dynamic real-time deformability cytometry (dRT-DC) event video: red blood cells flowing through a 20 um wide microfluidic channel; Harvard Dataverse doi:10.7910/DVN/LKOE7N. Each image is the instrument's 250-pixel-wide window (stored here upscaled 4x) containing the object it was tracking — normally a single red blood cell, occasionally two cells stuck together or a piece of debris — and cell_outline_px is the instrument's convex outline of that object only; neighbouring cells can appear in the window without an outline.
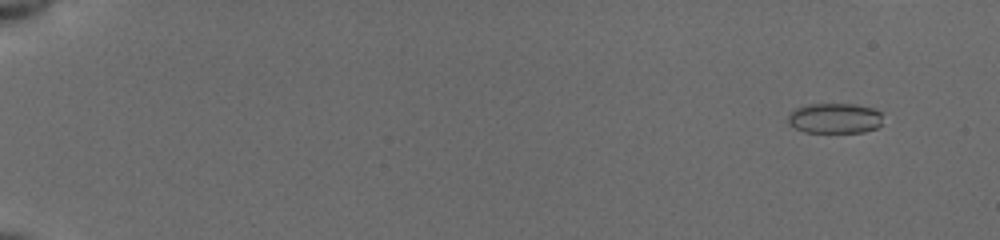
{"species": "common noctule bat (a hibernating species)", "species_latin": "Nyctalus noctula", "temperature_condition": "cold", "stored_images_in_passage": 44, "camera_frame_rate_fps": 3000, "um_per_image_px": 0.085, "animal": {"sex": "female", "body_mass_g": 19.5, "forearm_length_mm": 54.1}, "frame": {"image": 1, "passage_image": 2, "time_ms": 0.333, "image_size_px": [1000, 240], "cell_outline_px": [[884, 112], [880, 124], [876, 128], [864, 132], [804, 132], [788, 124], [788, 116], [796, 108], [808, 104], [856, 104], [872, 108]], "centroid_in_image_um": [70.98, 10.05], "position_along_channel_um": 14.0, "area_um2": 16.82}}
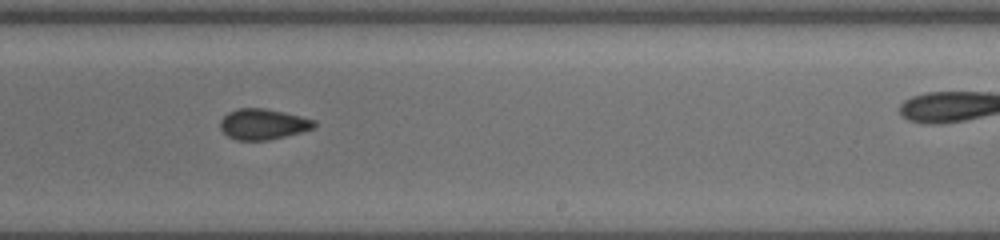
{"frame": {"image": 2, "passage_image": 34, "time_ms": 11.0, "image_size_px": [1000, 240], "cell_outline_px": [[316, 128], [268, 140], [236, 140], [228, 136], [220, 128], [220, 120], [228, 112], [240, 108], [264, 108], [284, 112], [316, 120]], "centroid_in_image_um": [22.37, 10.55], "position_along_channel_um": 266.6, "area_um2": 16.76}}
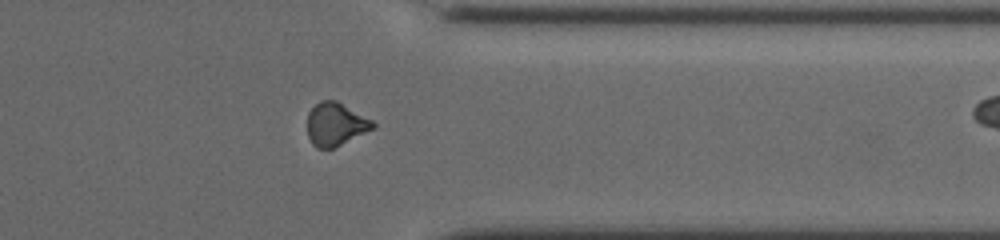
{"frame": {"image": 3, "passage_image": 43, "time_ms": 14.0, "image_size_px": [1000, 240], "cell_outline_px": [[376, 128], [332, 148], [316, 148], [312, 144], [308, 136], [308, 112], [320, 100], [336, 100], [372, 120], [376, 124]], "centroid_in_image_um": [28.53, 10.55], "position_along_channel_um": 382.9, "area_um2": 16.36}}